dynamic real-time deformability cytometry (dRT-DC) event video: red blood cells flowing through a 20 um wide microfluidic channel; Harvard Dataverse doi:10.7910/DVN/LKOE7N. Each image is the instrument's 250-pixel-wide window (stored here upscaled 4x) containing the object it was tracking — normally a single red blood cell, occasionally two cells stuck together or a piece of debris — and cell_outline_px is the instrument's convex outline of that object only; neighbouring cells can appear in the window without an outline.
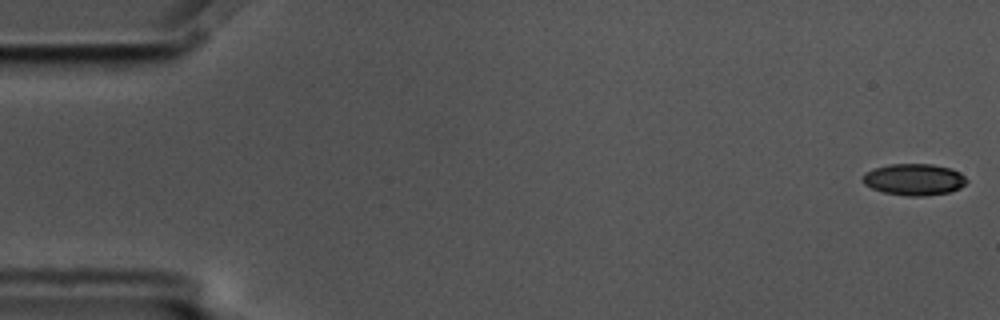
{"species": "common noctule bat (a hibernating species)", "species_latin": "Nyctalus noctula", "temperature_condition": "cold", "stored_images_in_passage": 13, "camera_frame_rate_fps": 3000, "um_per_image_px": 0.085, "animal": {"sex": "male", "body_mass_g": 17.5, "forearm_length_mm": 52.3}, "frame": {"image": 1, "passage_image": 1, "time_ms": 0.0, "image_size_px": [1000, 320], "cell_outline_px": [[968, 180], [960, 188], [948, 192], [924, 196], [908, 196], [884, 192], [872, 188], [864, 184], [860, 180], [864, 172], [876, 168], [892, 164], [932, 164], [952, 168], [960, 172]], "centroid_in_image_um": [77.69, 15.25], "position_along_channel_um": 7.3, "area_um2": 19.13}}
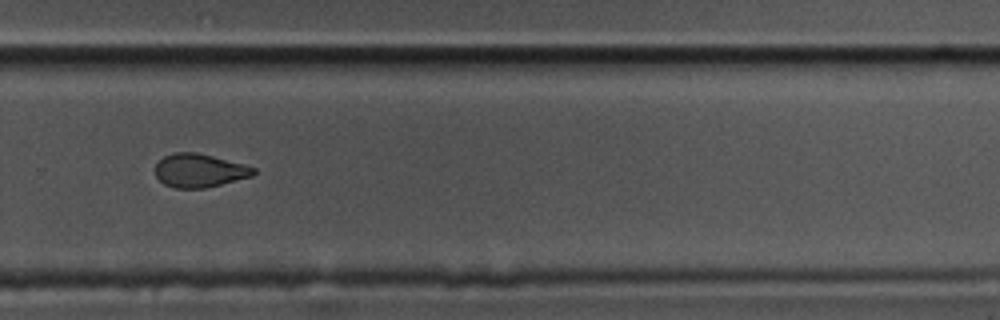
{"frame": {"image": 2, "passage_image": 11, "time_ms": 3.333, "image_size_px": [1000, 320], "cell_outline_px": [[256, 172], [252, 176], [204, 188], [176, 188], [164, 184], [156, 176], [156, 164], [164, 156], [176, 152], [196, 152], [244, 164], [256, 168]], "centroid_in_image_um": [16.95, 14.49], "position_along_channel_um": 312.9, "area_um2": 18.96}}
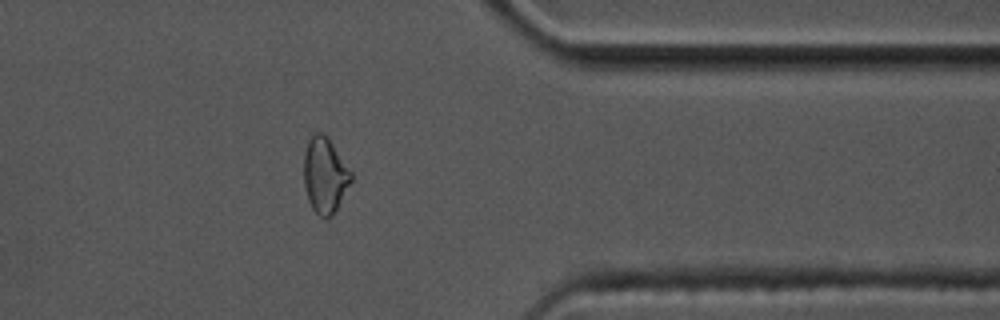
{"frame": {"image": 3, "passage_image": 13, "time_ms": 4.0, "image_size_px": [1000, 320], "cell_outline_px": [[352, 180], [332, 216], [328, 220], [324, 220], [312, 208], [308, 200], [304, 184], [304, 152], [308, 140], [316, 132], [324, 132], [328, 136], [352, 172]], "centroid_in_image_um": [27.61, 14.89], "position_along_channel_um": 383.8, "area_um2": 20.98}}